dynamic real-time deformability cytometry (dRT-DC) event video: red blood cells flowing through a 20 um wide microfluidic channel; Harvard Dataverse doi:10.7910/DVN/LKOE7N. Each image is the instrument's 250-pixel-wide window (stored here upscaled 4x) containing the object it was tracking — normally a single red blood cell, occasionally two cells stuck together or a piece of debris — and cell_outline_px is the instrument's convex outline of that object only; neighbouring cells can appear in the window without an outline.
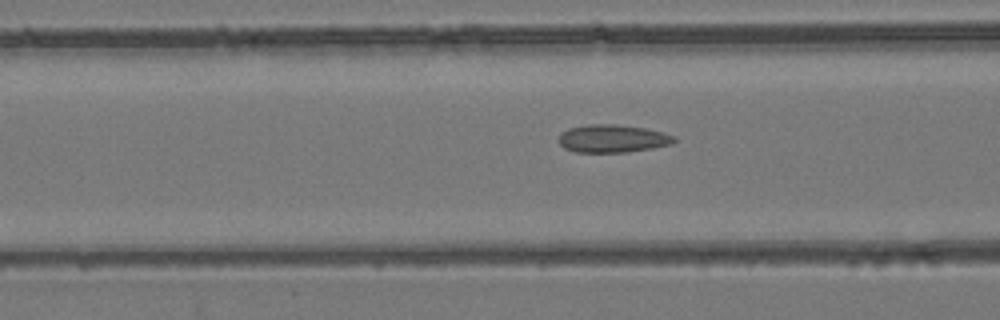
{"species": "common noctule bat (a hibernating species)", "species_latin": "Nyctalus noctula", "temperature_condition": "room temperature", "stored_images_in_passage": 30, "camera_frame_rate_fps": 3000, "um_per_image_px": 0.085, "animal": {"sex": "female", "body_mass_g": 24.6, "forearm_length_mm": 56.2}, "frame": {"image": 1, "passage_image": 9, "time_ms": 2.667, "image_size_px": [1000, 320], "cell_outline_px": [[676, 140], [672, 144], [652, 148], [628, 152], [576, 152], [564, 148], [560, 144], [560, 132], [568, 128], [588, 124], [616, 124], [644, 128], [664, 132], [676, 136]], "centroid_in_image_um": [52.08, 11.77], "position_along_channel_um": 114.5, "area_um2": 18.84}}
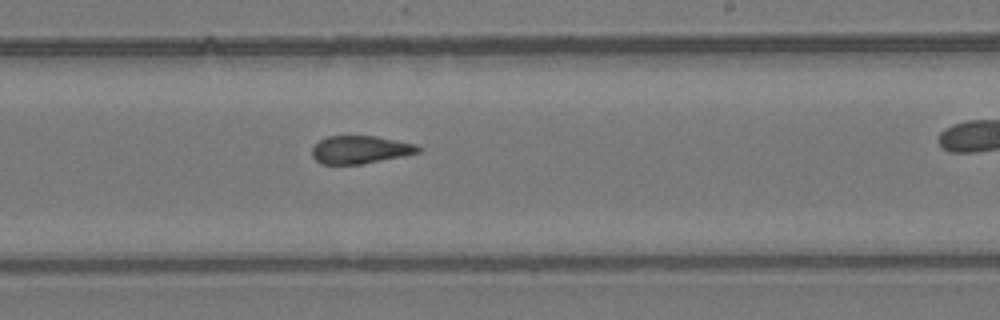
{"frame": {"image": 2, "passage_image": 20, "time_ms": 6.333, "image_size_px": [1000, 320], "cell_outline_px": [[420, 152], [360, 164], [324, 164], [316, 160], [312, 156], [312, 148], [320, 140], [328, 136], [376, 136], [416, 144], [420, 148]], "centroid_in_image_um": [30.59, 12.71], "position_along_channel_um": 258.4, "area_um2": 16.94}}
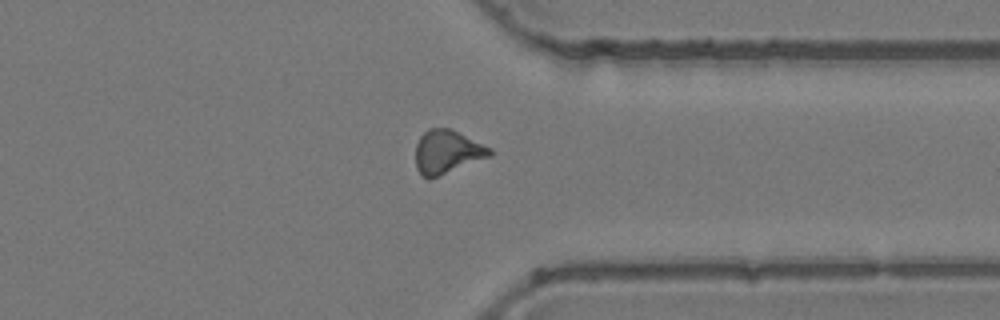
{"frame": {"image": 3, "passage_image": 29, "time_ms": 9.333, "image_size_px": [1000, 320], "cell_outline_px": [[492, 156], [440, 176], [428, 180], [416, 168], [416, 144], [420, 136], [428, 128], [452, 128], [492, 148]], "centroid_in_image_um": [38.03, 12.91], "position_along_channel_um": 373.4, "area_um2": 19.13}}